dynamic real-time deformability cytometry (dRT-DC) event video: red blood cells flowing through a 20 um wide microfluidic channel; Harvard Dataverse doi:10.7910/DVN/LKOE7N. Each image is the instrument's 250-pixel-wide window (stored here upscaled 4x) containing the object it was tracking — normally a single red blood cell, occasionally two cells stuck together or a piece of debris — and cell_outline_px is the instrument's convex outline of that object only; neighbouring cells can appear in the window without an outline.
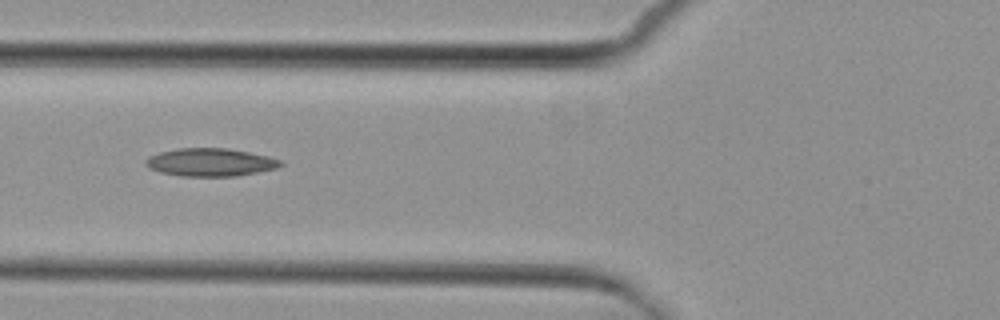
{"species": "common noctule bat (a hibernating species)", "species_latin": "Nyctalus noctula", "temperature_condition": "cold", "stored_images_in_passage": 7, "camera_frame_rate_fps": 3000, "um_per_image_px": 0.085, "animal": {"sex": "female", "body_mass_g": 29.2, "forearm_length_mm": 56.3}, "frame": {"image": 1, "passage_image": 5, "time_ms": 4.667, "image_size_px": [1000, 320], "cell_outline_px": [[284, 164], [276, 168], [236, 176], [180, 176], [160, 172], [148, 168], [144, 164], [144, 160], [148, 156], [160, 152], [176, 148], [224, 148], [248, 152], [268, 156], [280, 160]], "centroid_in_image_um": [17.82, 13.79], "position_along_channel_um": 108.0, "area_um2": 21.96}}
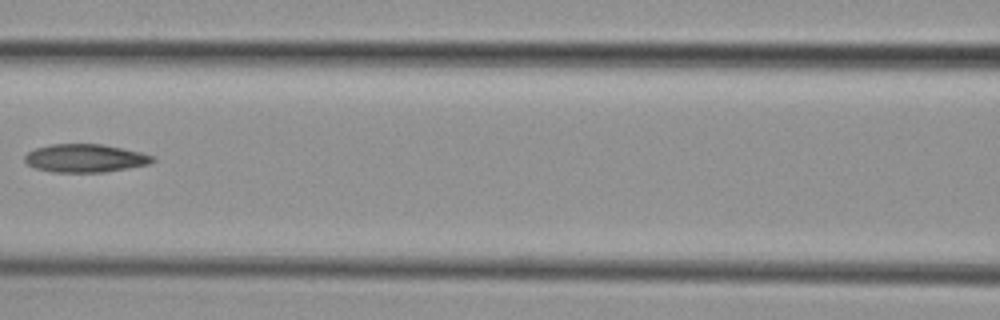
{"frame": {"image": 2, "passage_image": 6, "time_ms": 6.0, "image_size_px": [1000, 320], "cell_outline_px": [[156, 160], [148, 164], [128, 168], [104, 172], [52, 172], [32, 168], [24, 160], [24, 156], [28, 152], [36, 148], [52, 144], [100, 144], [140, 152], [156, 156]], "centroid_in_image_um": [7.22, 13.45], "position_along_channel_um": 159.4, "area_um2": 20.98}}
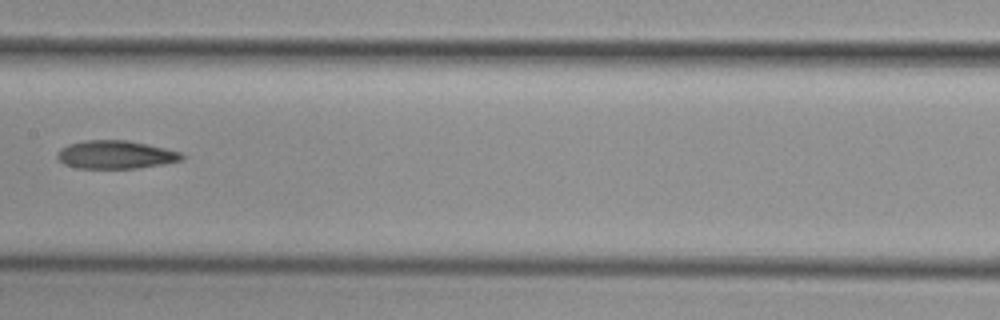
{"frame": {"image": 3, "passage_image": 7, "time_ms": 7.0, "image_size_px": [1000, 320], "cell_outline_px": [[184, 156], [180, 160], [164, 164], [136, 168], [76, 168], [64, 164], [56, 156], [56, 152], [60, 148], [68, 144], [84, 140], [128, 140], [148, 144], [180, 152]], "centroid_in_image_um": [9.78, 13.14], "position_along_channel_um": 197.6, "area_um2": 20.46}}